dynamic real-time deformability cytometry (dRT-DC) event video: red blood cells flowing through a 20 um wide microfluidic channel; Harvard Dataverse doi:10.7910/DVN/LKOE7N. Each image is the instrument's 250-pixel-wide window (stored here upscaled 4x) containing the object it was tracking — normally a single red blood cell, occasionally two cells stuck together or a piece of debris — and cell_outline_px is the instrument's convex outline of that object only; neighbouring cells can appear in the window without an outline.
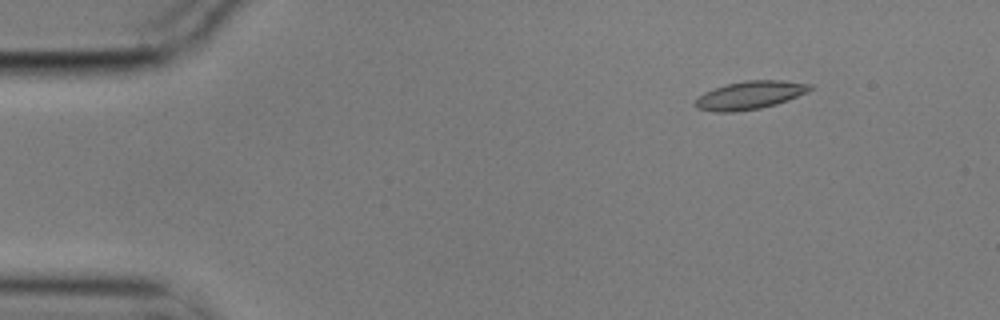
{"species": "common noctule bat (a hibernating species)", "species_latin": "Nyctalus noctula", "temperature_condition": "cold", "stored_images_in_passage": 9, "camera_frame_rate_fps": 3000, "um_per_image_px": 0.085, "animal": {"sex": "male", "body_mass_g": 17.9}, "frame": {"image": 1, "passage_image": 1, "time_ms": 0.0, "image_size_px": [1000, 320], "cell_outline_px": [[812, 88], [808, 92], [788, 100], [776, 104], [760, 108], [736, 112], [716, 112], [696, 108], [692, 104], [704, 92], [728, 84], [744, 80], [780, 80], [812, 84]], "centroid_in_image_um": [63.74, 8.09], "position_along_channel_um": 21.3, "area_um2": 18.79}}
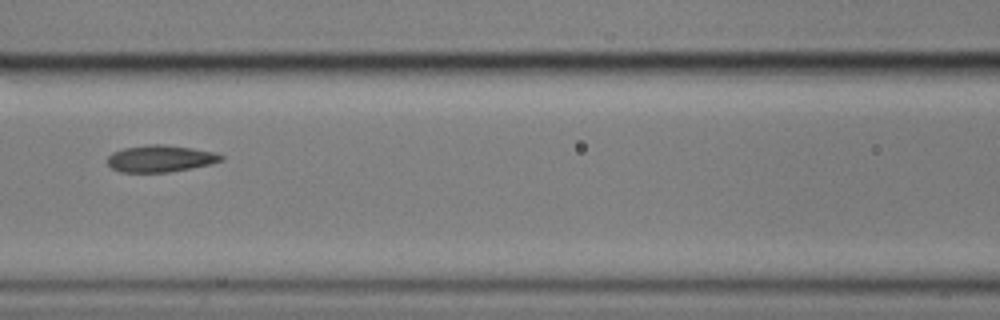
{"frame": {"image": 2, "passage_image": 6, "time_ms": 1.667, "image_size_px": [1000, 320], "cell_outline_px": [[224, 160], [212, 164], [192, 168], [168, 172], [120, 172], [112, 168], [108, 164], [108, 156], [112, 152], [124, 148], [152, 144], [160, 144], [192, 148], [212, 152], [224, 156]], "centroid_in_image_um": [13.64, 13.49], "position_along_channel_um": 153.0, "area_um2": 17.69}}
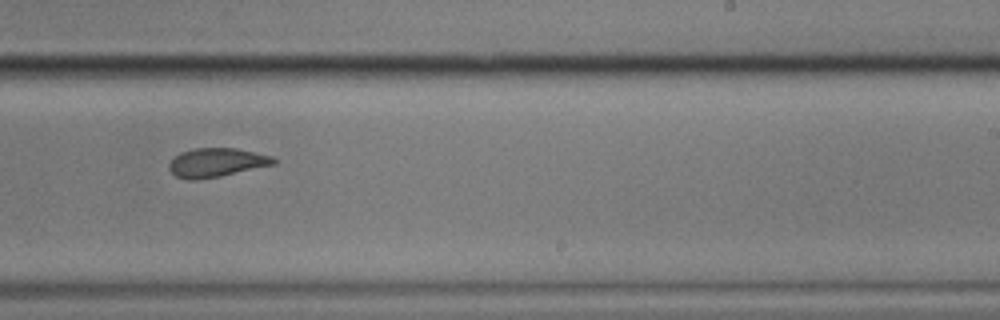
{"frame": {"image": 3, "passage_image": 9, "time_ms": 2.667, "image_size_px": [1000, 320], "cell_outline_px": [[276, 164], [220, 176], [196, 180], [188, 180], [176, 176], [168, 168], [168, 164], [180, 152], [196, 148], [236, 148], [272, 156], [276, 160]], "centroid_in_image_um": [18.4, 13.82], "position_along_channel_um": 270.6, "area_um2": 17.51}}